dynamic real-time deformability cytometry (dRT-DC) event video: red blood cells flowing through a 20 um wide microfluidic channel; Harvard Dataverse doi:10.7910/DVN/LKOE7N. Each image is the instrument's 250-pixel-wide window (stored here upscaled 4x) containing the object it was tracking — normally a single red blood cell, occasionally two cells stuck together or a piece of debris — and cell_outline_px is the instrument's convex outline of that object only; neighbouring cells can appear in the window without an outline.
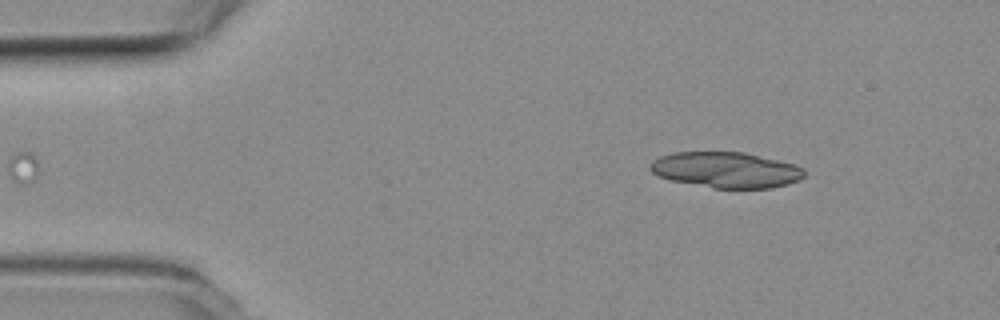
{"species": "common noctule bat (a hibernating species)", "species_latin": "Nyctalus noctula", "temperature_condition": "room temperature", "stored_images_in_passage": 18, "segment_of_instrument_passage": [1, 2], "camera_frame_rate_fps": 3000, "um_per_image_px": 0.085, "animal": {"sex": "female", "body_mass_g": 19.3, "forearm_length_mm": 54.1}, "frame": {"image": 1, "passage_image": 1, "time_ms": 0.0, "image_size_px": [1000, 320], "cell_outline_px": [[804, 176], [800, 180], [788, 184], [772, 188], [716, 188], [672, 180], [660, 176], [652, 172], [648, 168], [648, 164], [652, 160], [660, 156], [672, 152], [744, 152], [796, 164], [804, 168]], "centroid_in_image_um": [61.73, 14.43], "position_along_channel_um": 23.3, "area_um2": 32.19}}